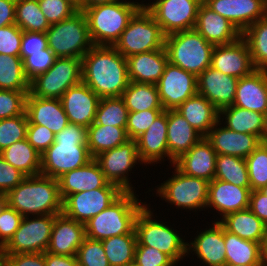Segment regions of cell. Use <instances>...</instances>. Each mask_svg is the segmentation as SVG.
I'll list each match as a JSON object with an SVG mask.
<instances>
[{"mask_svg": "<svg viewBox=\"0 0 267 266\" xmlns=\"http://www.w3.org/2000/svg\"><path fill=\"white\" fill-rule=\"evenodd\" d=\"M82 82L100 98L122 96L130 82L126 58L113 46H93L82 57Z\"/></svg>", "mask_w": 267, "mask_h": 266, "instance_id": "cell-1", "label": "cell"}, {"mask_svg": "<svg viewBox=\"0 0 267 266\" xmlns=\"http://www.w3.org/2000/svg\"><path fill=\"white\" fill-rule=\"evenodd\" d=\"M92 159L87 146V128L69 123L55 135L54 143L41 154L40 174L58 179Z\"/></svg>", "mask_w": 267, "mask_h": 266, "instance_id": "cell-2", "label": "cell"}, {"mask_svg": "<svg viewBox=\"0 0 267 266\" xmlns=\"http://www.w3.org/2000/svg\"><path fill=\"white\" fill-rule=\"evenodd\" d=\"M6 204L23 217L28 213L57 215L63 211L58 179L44 175L26 176L5 194Z\"/></svg>", "mask_w": 267, "mask_h": 266, "instance_id": "cell-3", "label": "cell"}, {"mask_svg": "<svg viewBox=\"0 0 267 266\" xmlns=\"http://www.w3.org/2000/svg\"><path fill=\"white\" fill-rule=\"evenodd\" d=\"M143 5L116 0L83 9L94 46H114Z\"/></svg>", "mask_w": 267, "mask_h": 266, "instance_id": "cell-4", "label": "cell"}, {"mask_svg": "<svg viewBox=\"0 0 267 266\" xmlns=\"http://www.w3.org/2000/svg\"><path fill=\"white\" fill-rule=\"evenodd\" d=\"M141 205L134 192H123L110 206L92 217L85 224L86 237L104 240L113 236L129 234L134 229Z\"/></svg>", "mask_w": 267, "mask_h": 266, "instance_id": "cell-5", "label": "cell"}, {"mask_svg": "<svg viewBox=\"0 0 267 266\" xmlns=\"http://www.w3.org/2000/svg\"><path fill=\"white\" fill-rule=\"evenodd\" d=\"M168 62L198 77L211 66L214 45L195 29L176 32L165 36Z\"/></svg>", "mask_w": 267, "mask_h": 266, "instance_id": "cell-6", "label": "cell"}, {"mask_svg": "<svg viewBox=\"0 0 267 266\" xmlns=\"http://www.w3.org/2000/svg\"><path fill=\"white\" fill-rule=\"evenodd\" d=\"M48 47L57 58H80L94 46L82 10L69 18L51 24L46 31ZM86 46V47H85Z\"/></svg>", "mask_w": 267, "mask_h": 266, "instance_id": "cell-7", "label": "cell"}, {"mask_svg": "<svg viewBox=\"0 0 267 266\" xmlns=\"http://www.w3.org/2000/svg\"><path fill=\"white\" fill-rule=\"evenodd\" d=\"M165 35L144 6L133 16L114 48L125 58L164 47Z\"/></svg>", "mask_w": 267, "mask_h": 266, "instance_id": "cell-8", "label": "cell"}, {"mask_svg": "<svg viewBox=\"0 0 267 266\" xmlns=\"http://www.w3.org/2000/svg\"><path fill=\"white\" fill-rule=\"evenodd\" d=\"M82 82V59L56 58L54 64L30 82V93L41 98L60 99L73 86Z\"/></svg>", "mask_w": 267, "mask_h": 266, "instance_id": "cell-9", "label": "cell"}, {"mask_svg": "<svg viewBox=\"0 0 267 266\" xmlns=\"http://www.w3.org/2000/svg\"><path fill=\"white\" fill-rule=\"evenodd\" d=\"M151 215V211L144 206L136 216L134 230L137 244L154 247L176 263L186 252L188 253L191 246L184 243L174 230L161 222L152 220Z\"/></svg>", "mask_w": 267, "mask_h": 266, "instance_id": "cell-10", "label": "cell"}, {"mask_svg": "<svg viewBox=\"0 0 267 266\" xmlns=\"http://www.w3.org/2000/svg\"><path fill=\"white\" fill-rule=\"evenodd\" d=\"M24 216L10 241L0 250L3 254L45 253L52 234L55 215Z\"/></svg>", "mask_w": 267, "mask_h": 266, "instance_id": "cell-11", "label": "cell"}, {"mask_svg": "<svg viewBox=\"0 0 267 266\" xmlns=\"http://www.w3.org/2000/svg\"><path fill=\"white\" fill-rule=\"evenodd\" d=\"M200 4L198 0H157L151 5L143 6L167 36L193 29Z\"/></svg>", "mask_w": 267, "mask_h": 266, "instance_id": "cell-12", "label": "cell"}, {"mask_svg": "<svg viewBox=\"0 0 267 266\" xmlns=\"http://www.w3.org/2000/svg\"><path fill=\"white\" fill-rule=\"evenodd\" d=\"M123 191L109 183L104 188L74 193L63 200V213L79 223L86 224L92 217L110 206Z\"/></svg>", "mask_w": 267, "mask_h": 266, "instance_id": "cell-13", "label": "cell"}, {"mask_svg": "<svg viewBox=\"0 0 267 266\" xmlns=\"http://www.w3.org/2000/svg\"><path fill=\"white\" fill-rule=\"evenodd\" d=\"M174 177L158 188V194L179 207L196 209L207 206L209 182L188 176L177 168Z\"/></svg>", "mask_w": 267, "mask_h": 266, "instance_id": "cell-14", "label": "cell"}, {"mask_svg": "<svg viewBox=\"0 0 267 266\" xmlns=\"http://www.w3.org/2000/svg\"><path fill=\"white\" fill-rule=\"evenodd\" d=\"M156 85L164 110L176 109L197 93V77L169 62Z\"/></svg>", "mask_w": 267, "mask_h": 266, "instance_id": "cell-15", "label": "cell"}, {"mask_svg": "<svg viewBox=\"0 0 267 266\" xmlns=\"http://www.w3.org/2000/svg\"><path fill=\"white\" fill-rule=\"evenodd\" d=\"M99 164L105 179L117 185L123 192L133 191L125 173L131 169L137 160L136 140L129 139L118 147L102 152L94 158Z\"/></svg>", "mask_w": 267, "mask_h": 266, "instance_id": "cell-16", "label": "cell"}, {"mask_svg": "<svg viewBox=\"0 0 267 266\" xmlns=\"http://www.w3.org/2000/svg\"><path fill=\"white\" fill-rule=\"evenodd\" d=\"M211 67L238 79L256 70L248 44L242 37L228 45H215L211 55Z\"/></svg>", "mask_w": 267, "mask_h": 266, "instance_id": "cell-17", "label": "cell"}, {"mask_svg": "<svg viewBox=\"0 0 267 266\" xmlns=\"http://www.w3.org/2000/svg\"><path fill=\"white\" fill-rule=\"evenodd\" d=\"M204 4L230 21L241 33L267 15L266 0H207Z\"/></svg>", "mask_w": 267, "mask_h": 266, "instance_id": "cell-18", "label": "cell"}, {"mask_svg": "<svg viewBox=\"0 0 267 266\" xmlns=\"http://www.w3.org/2000/svg\"><path fill=\"white\" fill-rule=\"evenodd\" d=\"M69 123L88 128L94 121L100 97L86 84L70 87L60 98Z\"/></svg>", "mask_w": 267, "mask_h": 266, "instance_id": "cell-19", "label": "cell"}, {"mask_svg": "<svg viewBox=\"0 0 267 266\" xmlns=\"http://www.w3.org/2000/svg\"><path fill=\"white\" fill-rule=\"evenodd\" d=\"M238 78L211 66L197 77V93L208 99L219 111L234 103Z\"/></svg>", "mask_w": 267, "mask_h": 266, "instance_id": "cell-20", "label": "cell"}, {"mask_svg": "<svg viewBox=\"0 0 267 266\" xmlns=\"http://www.w3.org/2000/svg\"><path fill=\"white\" fill-rule=\"evenodd\" d=\"M217 153L211 143L202 137L188 152L174 161L176 168L192 177L208 182L215 178Z\"/></svg>", "mask_w": 267, "mask_h": 266, "instance_id": "cell-21", "label": "cell"}, {"mask_svg": "<svg viewBox=\"0 0 267 266\" xmlns=\"http://www.w3.org/2000/svg\"><path fill=\"white\" fill-rule=\"evenodd\" d=\"M85 237V225L62 212L55 215L46 252L55 255L76 256Z\"/></svg>", "mask_w": 267, "mask_h": 266, "instance_id": "cell-22", "label": "cell"}, {"mask_svg": "<svg viewBox=\"0 0 267 266\" xmlns=\"http://www.w3.org/2000/svg\"><path fill=\"white\" fill-rule=\"evenodd\" d=\"M25 112L28 124L46 126L55 135L69 124L60 99L36 97L29 92L26 96Z\"/></svg>", "mask_w": 267, "mask_h": 266, "instance_id": "cell-23", "label": "cell"}, {"mask_svg": "<svg viewBox=\"0 0 267 266\" xmlns=\"http://www.w3.org/2000/svg\"><path fill=\"white\" fill-rule=\"evenodd\" d=\"M207 42L215 45H228L242 37V33L226 18L215 13L204 3H201L197 12L194 27Z\"/></svg>", "mask_w": 267, "mask_h": 266, "instance_id": "cell-24", "label": "cell"}, {"mask_svg": "<svg viewBox=\"0 0 267 266\" xmlns=\"http://www.w3.org/2000/svg\"><path fill=\"white\" fill-rule=\"evenodd\" d=\"M233 105L262 114L267 112V70L256 69L238 79Z\"/></svg>", "mask_w": 267, "mask_h": 266, "instance_id": "cell-25", "label": "cell"}, {"mask_svg": "<svg viewBox=\"0 0 267 266\" xmlns=\"http://www.w3.org/2000/svg\"><path fill=\"white\" fill-rule=\"evenodd\" d=\"M214 127L205 136L217 154L247 158L260 144V138L254 134L235 132L226 126Z\"/></svg>", "mask_w": 267, "mask_h": 266, "instance_id": "cell-26", "label": "cell"}, {"mask_svg": "<svg viewBox=\"0 0 267 266\" xmlns=\"http://www.w3.org/2000/svg\"><path fill=\"white\" fill-rule=\"evenodd\" d=\"M58 182L62 200L71 194L104 188L109 184L94 158L86 165L64 173Z\"/></svg>", "mask_w": 267, "mask_h": 266, "instance_id": "cell-27", "label": "cell"}, {"mask_svg": "<svg viewBox=\"0 0 267 266\" xmlns=\"http://www.w3.org/2000/svg\"><path fill=\"white\" fill-rule=\"evenodd\" d=\"M251 188L213 179L209 182L207 206L222 212L223 218L233 212L249 207Z\"/></svg>", "mask_w": 267, "mask_h": 266, "instance_id": "cell-28", "label": "cell"}, {"mask_svg": "<svg viewBox=\"0 0 267 266\" xmlns=\"http://www.w3.org/2000/svg\"><path fill=\"white\" fill-rule=\"evenodd\" d=\"M126 60L129 81L155 85L168 64L165 48L135 54Z\"/></svg>", "mask_w": 267, "mask_h": 266, "instance_id": "cell-29", "label": "cell"}, {"mask_svg": "<svg viewBox=\"0 0 267 266\" xmlns=\"http://www.w3.org/2000/svg\"><path fill=\"white\" fill-rule=\"evenodd\" d=\"M202 137L179 112L175 109L167 110V146L173 165Z\"/></svg>", "mask_w": 267, "mask_h": 266, "instance_id": "cell-30", "label": "cell"}, {"mask_svg": "<svg viewBox=\"0 0 267 266\" xmlns=\"http://www.w3.org/2000/svg\"><path fill=\"white\" fill-rule=\"evenodd\" d=\"M137 152L141 162L159 161L166 155L170 158L167 146V110H163L137 139Z\"/></svg>", "mask_w": 267, "mask_h": 266, "instance_id": "cell-31", "label": "cell"}, {"mask_svg": "<svg viewBox=\"0 0 267 266\" xmlns=\"http://www.w3.org/2000/svg\"><path fill=\"white\" fill-rule=\"evenodd\" d=\"M175 110L203 137L220 122L219 110L199 93L187 99Z\"/></svg>", "mask_w": 267, "mask_h": 266, "instance_id": "cell-32", "label": "cell"}, {"mask_svg": "<svg viewBox=\"0 0 267 266\" xmlns=\"http://www.w3.org/2000/svg\"><path fill=\"white\" fill-rule=\"evenodd\" d=\"M229 233L262 246L265 241L267 225L249 208L226 215L219 221Z\"/></svg>", "mask_w": 267, "mask_h": 266, "instance_id": "cell-33", "label": "cell"}, {"mask_svg": "<svg viewBox=\"0 0 267 266\" xmlns=\"http://www.w3.org/2000/svg\"><path fill=\"white\" fill-rule=\"evenodd\" d=\"M191 245L198 257L209 266L226 265L224 227L219 221L214 223V227L198 235Z\"/></svg>", "mask_w": 267, "mask_h": 266, "instance_id": "cell-34", "label": "cell"}, {"mask_svg": "<svg viewBox=\"0 0 267 266\" xmlns=\"http://www.w3.org/2000/svg\"><path fill=\"white\" fill-rule=\"evenodd\" d=\"M0 155L25 176H36L41 173V154L27 139L6 147L0 152Z\"/></svg>", "mask_w": 267, "mask_h": 266, "instance_id": "cell-35", "label": "cell"}, {"mask_svg": "<svg viewBox=\"0 0 267 266\" xmlns=\"http://www.w3.org/2000/svg\"><path fill=\"white\" fill-rule=\"evenodd\" d=\"M224 244L226 264H265L263 261V249L260 243L244 240L224 229Z\"/></svg>", "mask_w": 267, "mask_h": 266, "instance_id": "cell-36", "label": "cell"}, {"mask_svg": "<svg viewBox=\"0 0 267 266\" xmlns=\"http://www.w3.org/2000/svg\"><path fill=\"white\" fill-rule=\"evenodd\" d=\"M129 140L126 129L93 122L87 128V146L93 158Z\"/></svg>", "mask_w": 267, "mask_h": 266, "instance_id": "cell-37", "label": "cell"}, {"mask_svg": "<svg viewBox=\"0 0 267 266\" xmlns=\"http://www.w3.org/2000/svg\"><path fill=\"white\" fill-rule=\"evenodd\" d=\"M121 97L129 112L163 109L155 84L130 81Z\"/></svg>", "mask_w": 267, "mask_h": 266, "instance_id": "cell-38", "label": "cell"}, {"mask_svg": "<svg viewBox=\"0 0 267 266\" xmlns=\"http://www.w3.org/2000/svg\"><path fill=\"white\" fill-rule=\"evenodd\" d=\"M219 114L226 115L228 129L261 137L264 114L234 105L221 109Z\"/></svg>", "mask_w": 267, "mask_h": 266, "instance_id": "cell-39", "label": "cell"}, {"mask_svg": "<svg viewBox=\"0 0 267 266\" xmlns=\"http://www.w3.org/2000/svg\"><path fill=\"white\" fill-rule=\"evenodd\" d=\"M137 244L133 229L129 234L113 236L102 240L105 255L110 266H129L134 262Z\"/></svg>", "mask_w": 267, "mask_h": 266, "instance_id": "cell-40", "label": "cell"}, {"mask_svg": "<svg viewBox=\"0 0 267 266\" xmlns=\"http://www.w3.org/2000/svg\"><path fill=\"white\" fill-rule=\"evenodd\" d=\"M242 38L248 44L255 69L267 70V15L250 25Z\"/></svg>", "mask_w": 267, "mask_h": 266, "instance_id": "cell-41", "label": "cell"}, {"mask_svg": "<svg viewBox=\"0 0 267 266\" xmlns=\"http://www.w3.org/2000/svg\"><path fill=\"white\" fill-rule=\"evenodd\" d=\"M0 89L30 91L20 56L0 54Z\"/></svg>", "mask_w": 267, "mask_h": 266, "instance_id": "cell-42", "label": "cell"}, {"mask_svg": "<svg viewBox=\"0 0 267 266\" xmlns=\"http://www.w3.org/2000/svg\"><path fill=\"white\" fill-rule=\"evenodd\" d=\"M215 178L240 187L250 188L245 159L217 154Z\"/></svg>", "mask_w": 267, "mask_h": 266, "instance_id": "cell-43", "label": "cell"}, {"mask_svg": "<svg viewBox=\"0 0 267 266\" xmlns=\"http://www.w3.org/2000/svg\"><path fill=\"white\" fill-rule=\"evenodd\" d=\"M15 24L29 32H46L50 27L38 0H16Z\"/></svg>", "mask_w": 267, "mask_h": 266, "instance_id": "cell-44", "label": "cell"}, {"mask_svg": "<svg viewBox=\"0 0 267 266\" xmlns=\"http://www.w3.org/2000/svg\"><path fill=\"white\" fill-rule=\"evenodd\" d=\"M128 115L129 111L121 96L100 98L94 122L126 129Z\"/></svg>", "mask_w": 267, "mask_h": 266, "instance_id": "cell-45", "label": "cell"}, {"mask_svg": "<svg viewBox=\"0 0 267 266\" xmlns=\"http://www.w3.org/2000/svg\"><path fill=\"white\" fill-rule=\"evenodd\" d=\"M245 161L251 191L267 185V145L260 144Z\"/></svg>", "mask_w": 267, "mask_h": 266, "instance_id": "cell-46", "label": "cell"}, {"mask_svg": "<svg viewBox=\"0 0 267 266\" xmlns=\"http://www.w3.org/2000/svg\"><path fill=\"white\" fill-rule=\"evenodd\" d=\"M28 118L26 112L0 120V152L15 142L26 139Z\"/></svg>", "mask_w": 267, "mask_h": 266, "instance_id": "cell-47", "label": "cell"}, {"mask_svg": "<svg viewBox=\"0 0 267 266\" xmlns=\"http://www.w3.org/2000/svg\"><path fill=\"white\" fill-rule=\"evenodd\" d=\"M76 256L79 266H110L100 240L85 237Z\"/></svg>", "mask_w": 267, "mask_h": 266, "instance_id": "cell-48", "label": "cell"}, {"mask_svg": "<svg viewBox=\"0 0 267 266\" xmlns=\"http://www.w3.org/2000/svg\"><path fill=\"white\" fill-rule=\"evenodd\" d=\"M56 58L49 47L41 52L30 53V56L23 60V70L27 80L31 82L38 75L46 72L54 64Z\"/></svg>", "mask_w": 267, "mask_h": 266, "instance_id": "cell-49", "label": "cell"}, {"mask_svg": "<svg viewBox=\"0 0 267 266\" xmlns=\"http://www.w3.org/2000/svg\"><path fill=\"white\" fill-rule=\"evenodd\" d=\"M29 92L0 89V120L22 115Z\"/></svg>", "mask_w": 267, "mask_h": 266, "instance_id": "cell-50", "label": "cell"}, {"mask_svg": "<svg viewBox=\"0 0 267 266\" xmlns=\"http://www.w3.org/2000/svg\"><path fill=\"white\" fill-rule=\"evenodd\" d=\"M164 109H148L137 112H129L126 132L129 139L136 140L142 135L149 126L154 122L155 118Z\"/></svg>", "mask_w": 267, "mask_h": 266, "instance_id": "cell-51", "label": "cell"}, {"mask_svg": "<svg viewBox=\"0 0 267 266\" xmlns=\"http://www.w3.org/2000/svg\"><path fill=\"white\" fill-rule=\"evenodd\" d=\"M38 4L50 25L59 23L78 11L67 0H38Z\"/></svg>", "mask_w": 267, "mask_h": 266, "instance_id": "cell-52", "label": "cell"}, {"mask_svg": "<svg viewBox=\"0 0 267 266\" xmlns=\"http://www.w3.org/2000/svg\"><path fill=\"white\" fill-rule=\"evenodd\" d=\"M134 262L140 266H173L175 262L160 250L136 244Z\"/></svg>", "mask_w": 267, "mask_h": 266, "instance_id": "cell-53", "label": "cell"}, {"mask_svg": "<svg viewBox=\"0 0 267 266\" xmlns=\"http://www.w3.org/2000/svg\"><path fill=\"white\" fill-rule=\"evenodd\" d=\"M23 216L7 204L0 212V250L14 236L21 224Z\"/></svg>", "mask_w": 267, "mask_h": 266, "instance_id": "cell-54", "label": "cell"}, {"mask_svg": "<svg viewBox=\"0 0 267 266\" xmlns=\"http://www.w3.org/2000/svg\"><path fill=\"white\" fill-rule=\"evenodd\" d=\"M23 30L16 24L0 28V54L19 56Z\"/></svg>", "mask_w": 267, "mask_h": 266, "instance_id": "cell-55", "label": "cell"}, {"mask_svg": "<svg viewBox=\"0 0 267 266\" xmlns=\"http://www.w3.org/2000/svg\"><path fill=\"white\" fill-rule=\"evenodd\" d=\"M26 139L40 154H43L54 143L55 134L46 126L28 124Z\"/></svg>", "mask_w": 267, "mask_h": 266, "instance_id": "cell-56", "label": "cell"}, {"mask_svg": "<svg viewBox=\"0 0 267 266\" xmlns=\"http://www.w3.org/2000/svg\"><path fill=\"white\" fill-rule=\"evenodd\" d=\"M48 48L46 32L23 31L19 56L24 60L30 53Z\"/></svg>", "mask_w": 267, "mask_h": 266, "instance_id": "cell-57", "label": "cell"}, {"mask_svg": "<svg viewBox=\"0 0 267 266\" xmlns=\"http://www.w3.org/2000/svg\"><path fill=\"white\" fill-rule=\"evenodd\" d=\"M26 176L8 164L0 155V193L6 194L20 184Z\"/></svg>", "mask_w": 267, "mask_h": 266, "instance_id": "cell-58", "label": "cell"}, {"mask_svg": "<svg viewBox=\"0 0 267 266\" xmlns=\"http://www.w3.org/2000/svg\"><path fill=\"white\" fill-rule=\"evenodd\" d=\"M7 266H47L45 253L4 254Z\"/></svg>", "mask_w": 267, "mask_h": 266, "instance_id": "cell-59", "label": "cell"}, {"mask_svg": "<svg viewBox=\"0 0 267 266\" xmlns=\"http://www.w3.org/2000/svg\"><path fill=\"white\" fill-rule=\"evenodd\" d=\"M248 208L267 225V197L259 190L250 192Z\"/></svg>", "mask_w": 267, "mask_h": 266, "instance_id": "cell-60", "label": "cell"}, {"mask_svg": "<svg viewBox=\"0 0 267 266\" xmlns=\"http://www.w3.org/2000/svg\"><path fill=\"white\" fill-rule=\"evenodd\" d=\"M16 0H0V28L15 24Z\"/></svg>", "mask_w": 267, "mask_h": 266, "instance_id": "cell-61", "label": "cell"}, {"mask_svg": "<svg viewBox=\"0 0 267 266\" xmlns=\"http://www.w3.org/2000/svg\"><path fill=\"white\" fill-rule=\"evenodd\" d=\"M47 266H79L77 256L55 255L45 252Z\"/></svg>", "mask_w": 267, "mask_h": 266, "instance_id": "cell-62", "label": "cell"}, {"mask_svg": "<svg viewBox=\"0 0 267 266\" xmlns=\"http://www.w3.org/2000/svg\"><path fill=\"white\" fill-rule=\"evenodd\" d=\"M114 1H116V0H84V9L88 8V7H91V6L111 3V2H114Z\"/></svg>", "mask_w": 267, "mask_h": 266, "instance_id": "cell-63", "label": "cell"}, {"mask_svg": "<svg viewBox=\"0 0 267 266\" xmlns=\"http://www.w3.org/2000/svg\"><path fill=\"white\" fill-rule=\"evenodd\" d=\"M261 144L267 145V112L264 114L263 131L260 137Z\"/></svg>", "mask_w": 267, "mask_h": 266, "instance_id": "cell-64", "label": "cell"}, {"mask_svg": "<svg viewBox=\"0 0 267 266\" xmlns=\"http://www.w3.org/2000/svg\"><path fill=\"white\" fill-rule=\"evenodd\" d=\"M73 4L78 10L84 9V0H67Z\"/></svg>", "mask_w": 267, "mask_h": 266, "instance_id": "cell-65", "label": "cell"}, {"mask_svg": "<svg viewBox=\"0 0 267 266\" xmlns=\"http://www.w3.org/2000/svg\"><path fill=\"white\" fill-rule=\"evenodd\" d=\"M263 249V261L265 263V266H267V228H266V236H265V241L264 244L262 246Z\"/></svg>", "mask_w": 267, "mask_h": 266, "instance_id": "cell-66", "label": "cell"}, {"mask_svg": "<svg viewBox=\"0 0 267 266\" xmlns=\"http://www.w3.org/2000/svg\"><path fill=\"white\" fill-rule=\"evenodd\" d=\"M5 205H6V197H5V194L0 193V212L4 208Z\"/></svg>", "mask_w": 267, "mask_h": 266, "instance_id": "cell-67", "label": "cell"}, {"mask_svg": "<svg viewBox=\"0 0 267 266\" xmlns=\"http://www.w3.org/2000/svg\"><path fill=\"white\" fill-rule=\"evenodd\" d=\"M0 266H7L4 254L0 251Z\"/></svg>", "mask_w": 267, "mask_h": 266, "instance_id": "cell-68", "label": "cell"}, {"mask_svg": "<svg viewBox=\"0 0 267 266\" xmlns=\"http://www.w3.org/2000/svg\"><path fill=\"white\" fill-rule=\"evenodd\" d=\"M225 266H265V264H252V265H234V264H226Z\"/></svg>", "mask_w": 267, "mask_h": 266, "instance_id": "cell-69", "label": "cell"}, {"mask_svg": "<svg viewBox=\"0 0 267 266\" xmlns=\"http://www.w3.org/2000/svg\"><path fill=\"white\" fill-rule=\"evenodd\" d=\"M259 191L267 197V185L261 187Z\"/></svg>", "mask_w": 267, "mask_h": 266, "instance_id": "cell-70", "label": "cell"}, {"mask_svg": "<svg viewBox=\"0 0 267 266\" xmlns=\"http://www.w3.org/2000/svg\"><path fill=\"white\" fill-rule=\"evenodd\" d=\"M129 266H140V265H138V264L135 263V262H132Z\"/></svg>", "mask_w": 267, "mask_h": 266, "instance_id": "cell-71", "label": "cell"}, {"mask_svg": "<svg viewBox=\"0 0 267 266\" xmlns=\"http://www.w3.org/2000/svg\"><path fill=\"white\" fill-rule=\"evenodd\" d=\"M200 3H205L207 0H198Z\"/></svg>", "mask_w": 267, "mask_h": 266, "instance_id": "cell-72", "label": "cell"}]
</instances>
